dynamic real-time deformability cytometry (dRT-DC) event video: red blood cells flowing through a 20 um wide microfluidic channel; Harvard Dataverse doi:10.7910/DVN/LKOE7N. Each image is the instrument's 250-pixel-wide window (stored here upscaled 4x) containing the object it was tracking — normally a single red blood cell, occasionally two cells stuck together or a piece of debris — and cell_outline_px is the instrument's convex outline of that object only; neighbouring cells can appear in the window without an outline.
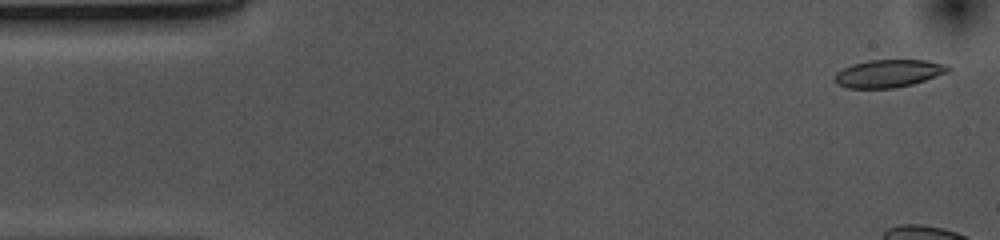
{"species": "common noctule bat (a hibernating species)", "species_latin": "Nyctalus noctula", "temperature_condition": "cold", "stored_images_in_passage": 9, "camera_frame_rate_fps": 3000, "um_per_image_px": 0.085, "animal": {"sex": "female", "body_mass_g": 10.0, "forearm_length_mm": 53.1}, "frame": {"image": 1, "passage_image": 2, "time_ms": 0.333, "image_size_px": [1000, 240], "cell_outline_px": [[952, 68], [948, 72], [912, 84], [896, 88], [848, 88], [836, 84], [832, 80], [832, 76], [836, 72], [852, 64], [868, 60], [928, 60], [948, 64]], "centroid_in_image_um": [75.5, 6.24], "position_along_channel_um": 9.5, "area_um2": 18.55}}